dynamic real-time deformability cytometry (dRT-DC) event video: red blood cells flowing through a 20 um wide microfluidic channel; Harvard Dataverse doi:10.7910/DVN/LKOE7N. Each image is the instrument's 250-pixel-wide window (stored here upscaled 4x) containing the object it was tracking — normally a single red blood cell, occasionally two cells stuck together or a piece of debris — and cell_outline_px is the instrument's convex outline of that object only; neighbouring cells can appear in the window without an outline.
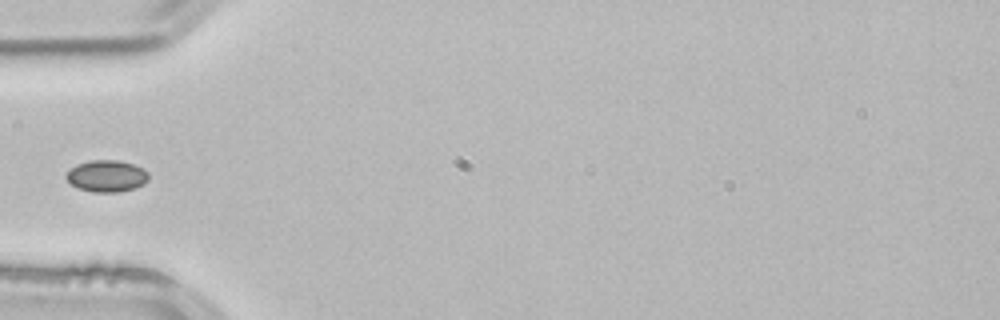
{"species": "common noctule bat (a hibernating species)", "species_latin": "Nyctalus noctula", "temperature_condition": "room temperature", "stored_images_in_passage": 3, "camera_frame_rate_fps": 3000, "um_per_image_px": 0.085, "animal": {"sex": "male", "body_mass_g": 21.5, "forearm_length_mm": 52.0}, "frame": {"image": 1, "passage_image": 3, "time_ms": 0.667, "image_size_px": [1000, 320], "cell_outline_px": [[148, 180], [144, 184], [136, 188], [120, 192], [92, 192], [80, 188], [72, 184], [64, 176], [76, 164], [92, 160], [116, 160], [132, 164], [148, 172]], "centroid_in_image_um": [9.08, 14.97], "position_along_channel_um": 75.9, "area_um2": 15.09}}